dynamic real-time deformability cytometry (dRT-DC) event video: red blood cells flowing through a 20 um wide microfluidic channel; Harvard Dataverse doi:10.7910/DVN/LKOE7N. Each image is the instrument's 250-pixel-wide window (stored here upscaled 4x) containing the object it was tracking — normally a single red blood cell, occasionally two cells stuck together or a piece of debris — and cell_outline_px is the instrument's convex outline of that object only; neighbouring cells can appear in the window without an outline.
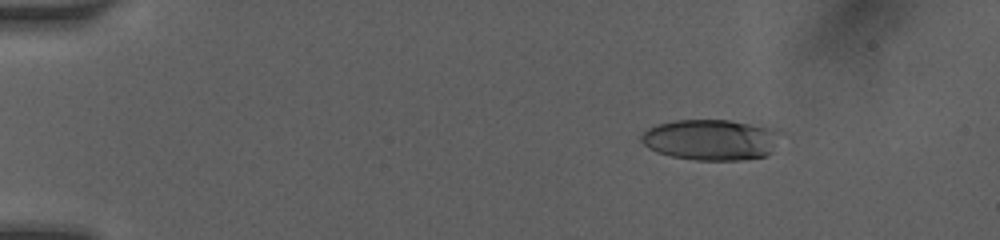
{"species": "human", "species_latin": "Homo sapiens", "temperature_condition": "room temperature", "stored_images_in_passage": 64, "camera_frame_rate_fps": 3000, "um_per_image_px": 0.085, "donor": {"sex": "female"}, "frame": {"image": 1, "passage_image": 8, "time_ms": 2.333, "image_size_px": [1000, 240], "cell_outline_px": [[772, 152], [768, 156], [740, 160], [696, 160], [672, 156], [656, 152], [648, 148], [644, 144], [640, 136], [648, 128], [656, 124], [676, 120], [728, 120], [748, 124], [764, 128]], "centroid_in_image_um": [60.16, 11.9], "position_along_channel_um": 24.8, "area_um2": 31.5}}
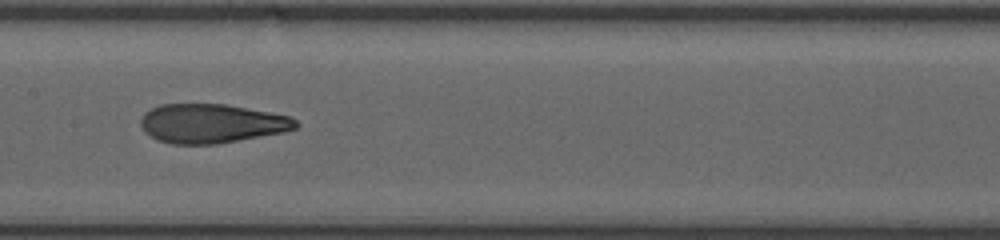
{"frame": {"image": 2, "passage_image": 32, "time_ms": 8.667, "image_size_px": [1000, 240], "cell_outline_px": [[300, 124], [296, 128], [284, 132], [216, 144], [172, 144], [160, 140], [144, 132], [140, 124], [140, 120], [144, 112], [160, 104], [224, 104], [268, 112], [288, 116], [296, 120]], "centroid_in_image_um": [17.96, 10.49], "position_along_channel_um": 189.4, "area_um2": 35.14}}
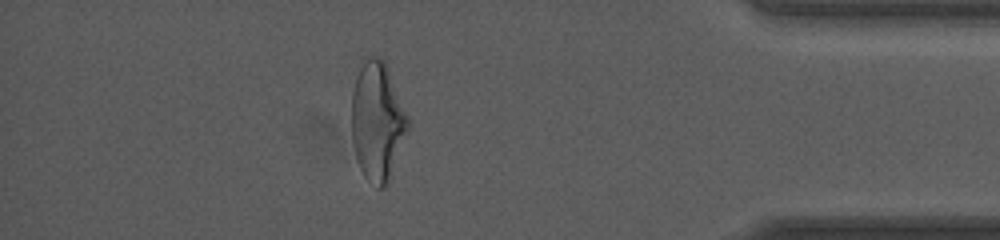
{"frame": {"image": 3, "passage_image": 55, "time_ms": 14.667, "image_size_px": [1000, 240], "cell_outline_px": [[408, 128], [388, 184], [384, 188], [380, 188], [368, 180], [364, 176], [356, 160], [352, 144], [352, 92], [360, 60], [364, 56], [376, 56], [384, 60], [388, 68], [408, 116]], "centroid_in_image_um": [32.05, 10.27], "position_along_channel_um": 403.2, "area_um2": 39.13}, "authors_computed_cell_mechanics": {"area_um2": 35.1424, "velocity_mm_per_s": 4.1399, "shape_relaxation_time_tau1_ms": 5.2828, "shape_relaxation_time_tau2_ms": 1.2803, "deformation_change_tau1": 0.238, "deformation_change_tau2": 0.0945}}